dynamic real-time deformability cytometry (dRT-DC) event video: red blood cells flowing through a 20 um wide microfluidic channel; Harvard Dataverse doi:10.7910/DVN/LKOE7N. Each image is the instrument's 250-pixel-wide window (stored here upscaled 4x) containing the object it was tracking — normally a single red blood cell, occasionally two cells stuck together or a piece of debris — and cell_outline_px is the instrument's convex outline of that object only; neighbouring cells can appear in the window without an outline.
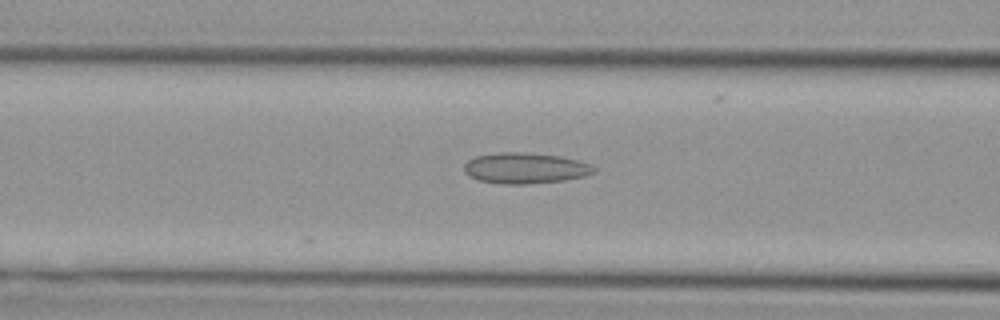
{"species": "Egyptian fruit bat (a non-hibernating species)", "species_latin": "Rousettus aegyptiacus", "temperature_condition": "cold", "stored_images_in_passage": 21, "camera_frame_rate_fps": 3000, "um_per_image_px": 0.085, "animal": {"sex": "female"}, "frame": {"image": 1, "passage_image": 6, "time_ms": 1.667, "image_size_px": [1000, 320], "cell_outline_px": [[596, 172], [584, 176], [564, 180], [524, 184], [504, 184], [476, 180], [468, 176], [464, 172], [464, 164], [468, 160], [476, 156], [500, 152], [524, 152], [560, 156], [592, 164], [596, 168]], "centroid_in_image_um": [44.62, 14.29], "position_along_channel_um": 122.0, "area_um2": 23.41}}
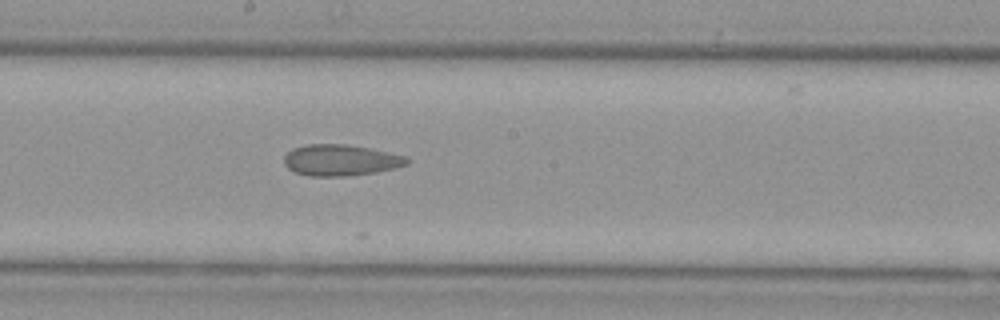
{"frame": {"image": 2, "passage_image": 13, "time_ms": 4.0, "image_size_px": [1000, 320], "cell_outline_px": [[408, 164], [396, 168], [376, 172], [344, 176], [308, 176], [296, 172], [288, 168], [284, 164], [284, 156], [292, 148], [308, 144], [344, 144], [372, 148], [408, 156]], "centroid_in_image_um": [28.97, 13.61], "position_along_channel_um": 219.2, "area_um2": 22.48}}
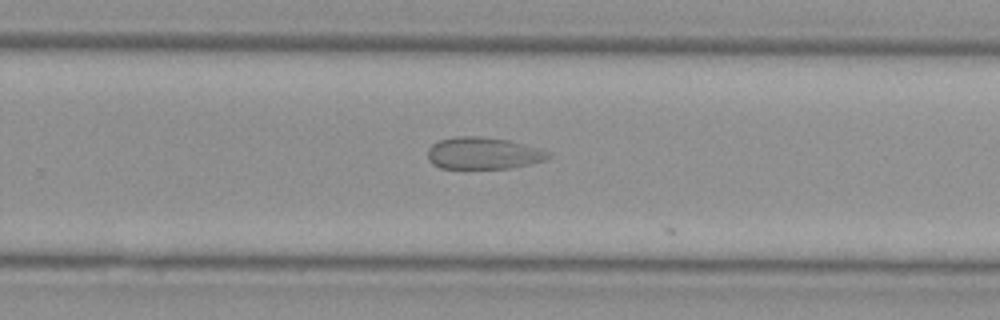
{"frame": {"image": 3, "passage_image": 18, "time_ms": 5.667, "image_size_px": [1000, 320], "cell_outline_px": [[552, 156], [548, 160], [508, 168], [440, 168], [432, 164], [428, 160], [428, 148], [432, 144], [440, 140], [456, 136], [480, 136], [508, 140], [552, 152]], "centroid_in_image_um": [41.08, 13.02], "position_along_channel_um": 288.7, "area_um2": 22.48}}